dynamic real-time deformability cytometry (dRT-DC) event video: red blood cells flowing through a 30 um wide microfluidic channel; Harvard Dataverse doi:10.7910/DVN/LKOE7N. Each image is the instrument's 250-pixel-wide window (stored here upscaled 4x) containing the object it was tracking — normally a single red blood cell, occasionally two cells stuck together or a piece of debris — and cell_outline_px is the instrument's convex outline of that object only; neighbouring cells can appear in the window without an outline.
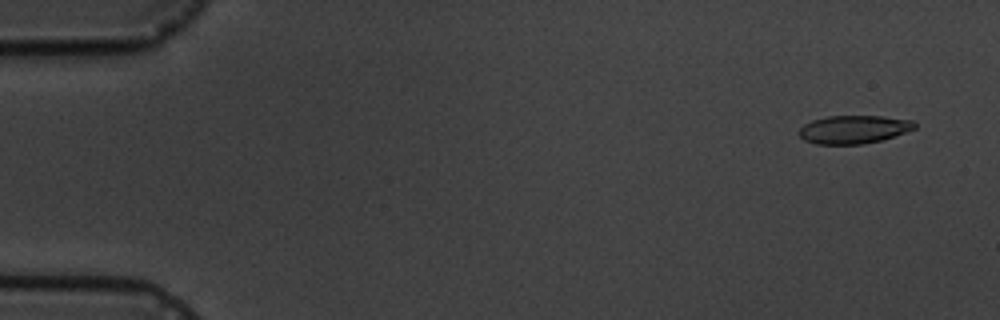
{"species": "common noctule bat (a hibernating species)", "species_latin": "Nyctalus noctula", "temperature_condition": "cold", "stored_images_in_passage": 5, "camera_frame_rate_fps": 3000, "um_per_image_px": 0.085, "animal": {"sex": "male", "body_mass_g": 19.5, "forearm_length_mm": 54.6}, "frame": {"image": 1, "passage_image": 1, "time_ms": 0.0, "image_size_px": [1000, 320], "cell_outline_px": [[916, 128], [880, 140], [864, 144], [816, 144], [804, 140], [796, 132], [804, 124], [812, 120], [828, 116], [884, 116], [912, 120], [916, 124]], "centroid_in_image_um": [72.52, 10.99], "position_along_channel_um": 12.5, "area_um2": 18.96}}
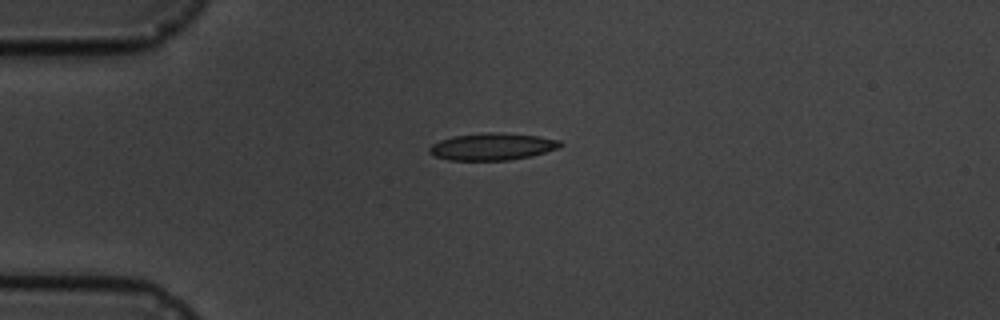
{"frame": {"image": 2, "passage_image": 4, "time_ms": 3.667, "image_size_px": [1000, 320], "cell_outline_px": [[564, 144], [556, 148], [532, 156], [508, 160], [448, 160], [432, 156], [428, 152], [428, 148], [432, 144], [440, 140], [456, 136], [488, 132], [500, 132], [540, 136], [560, 140]], "centroid_in_image_um": [41.83, 12.46], "position_along_channel_um": 43.2, "area_um2": 20.69}}